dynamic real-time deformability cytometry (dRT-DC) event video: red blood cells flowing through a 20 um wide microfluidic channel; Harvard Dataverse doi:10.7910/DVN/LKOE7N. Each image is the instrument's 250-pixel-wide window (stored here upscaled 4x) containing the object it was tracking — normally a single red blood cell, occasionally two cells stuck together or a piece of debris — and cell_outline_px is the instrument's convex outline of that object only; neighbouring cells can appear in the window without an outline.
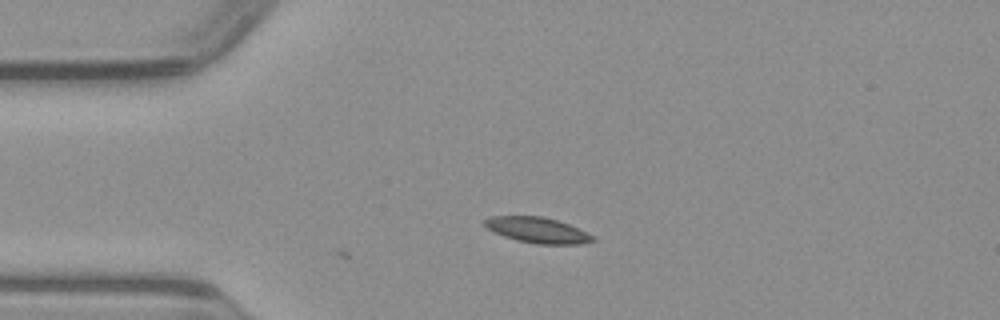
{"species": "common noctule bat (a hibernating species)", "species_latin": "Nyctalus noctula", "temperature_condition": "warm", "stored_images_in_passage": 10, "camera_frame_rate_fps": 3000, "um_per_image_px": 0.085, "animal": {"sex": "male", "body_mass_g": 23.1, "forearm_length_mm": 52.7}, "frame": {"image": 1, "passage_image": 1, "time_ms": 0.0, "image_size_px": [1000, 320], "cell_outline_px": [[596, 240], [580, 244], [536, 244], [516, 240], [504, 236], [488, 228], [484, 224], [484, 220], [492, 216], [540, 216], [556, 220], [568, 224], [592, 236]], "centroid_in_image_um": [45.66, 19.56], "position_along_channel_um": 39.3, "area_um2": 15.78}}
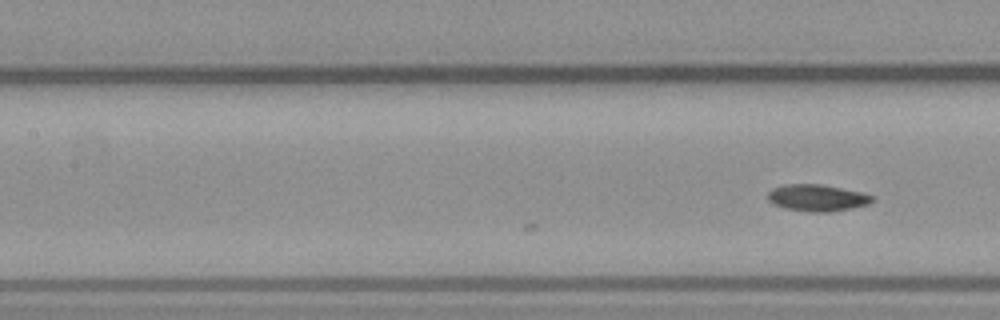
{"frame": {"image": 2, "passage_image": 10, "time_ms": 3.0, "image_size_px": [1000, 320], "cell_outline_px": [[876, 200], [868, 204], [852, 208], [828, 212], [812, 212], [784, 208], [772, 204], [768, 200], [768, 192], [772, 188], [784, 184], [820, 184], [860, 192], [876, 196]], "centroid_in_image_um": [69.46, 16.81], "position_along_channel_um": 137.9, "area_um2": 16.36}}